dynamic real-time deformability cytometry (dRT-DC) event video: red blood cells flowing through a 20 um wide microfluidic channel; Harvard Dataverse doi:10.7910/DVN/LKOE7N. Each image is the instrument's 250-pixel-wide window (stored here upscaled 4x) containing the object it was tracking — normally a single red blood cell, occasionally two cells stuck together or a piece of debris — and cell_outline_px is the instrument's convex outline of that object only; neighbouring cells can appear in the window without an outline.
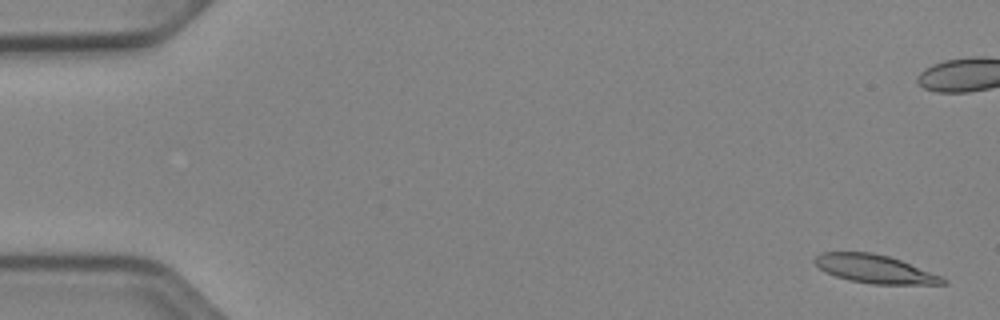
{"species": "Egyptian fruit bat (a non-hibernating species)", "species_latin": "Rousettus aegyptiacus", "temperature_condition": "cold", "stored_images_in_passage": 53, "camera_frame_rate_fps": 3000, "um_per_image_px": 0.085, "animal": {"sex": "female"}, "frame": {"image": 1, "passage_image": 2, "time_ms": 0.333, "image_size_px": [1000, 320], "cell_outline_px": [[948, 284], [872, 284], [848, 280], [836, 276], [820, 268], [812, 260], [820, 252], [872, 252], [888, 256], [900, 260], [940, 276], [948, 280]], "centroid_in_image_um": [74.34, 22.86], "position_along_channel_um": 10.7, "area_um2": 20.92}}
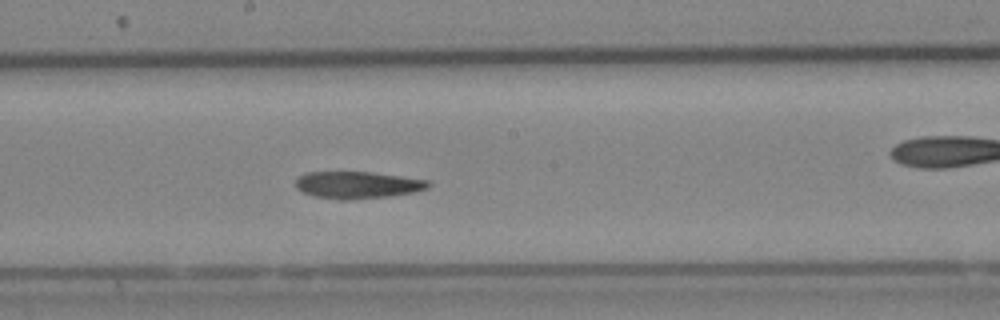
{"frame": {"image": 2, "passage_image": 29, "time_ms": 9.333, "image_size_px": [1000, 320], "cell_outline_px": [[432, 184], [428, 188], [412, 192], [388, 196], [344, 200], [340, 200], [312, 196], [296, 188], [296, 176], [308, 172], [372, 172], [428, 180]], "centroid_in_image_um": [30.35, 15.71], "position_along_channel_um": 217.8, "area_um2": 20.87}}
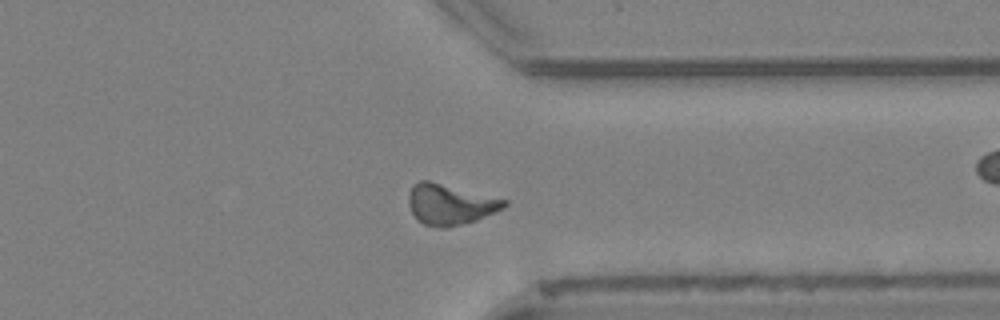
{"frame": {"image": 3, "passage_image": 41, "time_ms": 13.333, "image_size_px": [1000, 320], "cell_outline_px": [[508, 204], [504, 208], [496, 212], [476, 220], [444, 228], [440, 228], [424, 224], [412, 212], [408, 204], [408, 192], [420, 180], [428, 180], [508, 200]], "centroid_in_image_um": [38.27, 17.37], "position_along_channel_um": 373.1, "area_um2": 22.37}}